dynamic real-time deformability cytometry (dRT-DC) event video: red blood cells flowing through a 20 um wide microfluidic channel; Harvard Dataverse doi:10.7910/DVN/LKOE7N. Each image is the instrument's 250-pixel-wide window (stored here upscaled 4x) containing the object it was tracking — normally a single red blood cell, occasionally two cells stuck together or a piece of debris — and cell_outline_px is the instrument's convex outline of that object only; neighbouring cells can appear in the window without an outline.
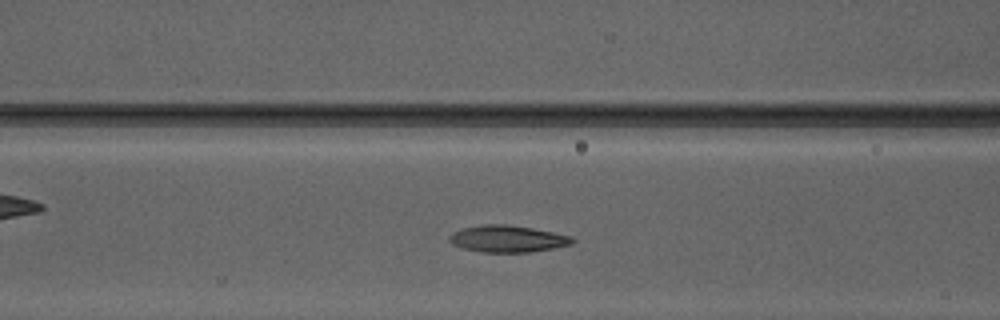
{"species": "Egyptian fruit bat (a non-hibernating species)", "species_latin": "Rousettus aegyptiacus", "temperature_condition": "warm", "stored_images_in_passage": 29, "camera_frame_rate_fps": 3000, "um_per_image_px": 0.085, "animal": {"sex": "male"}, "frame": {"image": 1, "passage_image": 6, "time_ms": 1.667, "image_size_px": [1000, 320], "cell_outline_px": [[576, 240], [572, 244], [556, 248], [528, 252], [480, 252], [464, 248], [452, 244], [448, 240], [448, 236], [464, 228], [480, 224], [504, 224], [532, 228], [572, 236]], "centroid_in_image_um": [43.17, 20.3], "position_along_channel_um": 123.4, "area_um2": 19.19}}
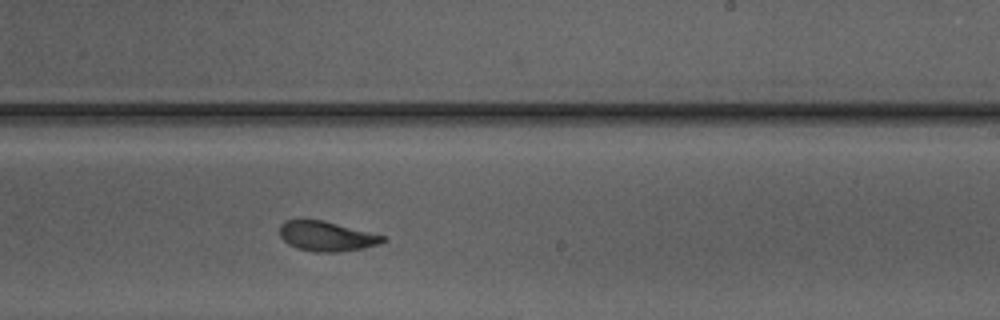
{"frame": {"image": 2, "passage_image": 16, "time_ms": 5.0, "image_size_px": [1000, 320], "cell_outline_px": [[388, 240], [380, 244], [364, 248], [340, 252], [316, 252], [300, 248], [288, 244], [280, 236], [280, 224], [284, 220], [324, 220], [384, 236]], "centroid_in_image_um": [27.78, 20.08], "position_along_channel_um": 261.2, "area_um2": 17.86}}
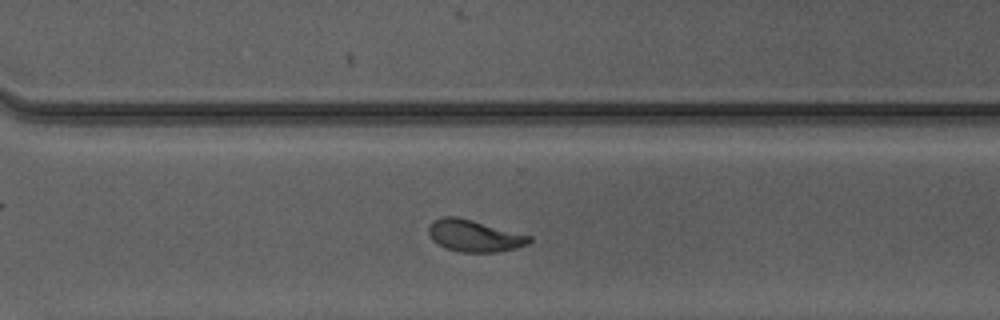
{"frame": {"image": 3, "passage_image": 21, "time_ms": 6.667, "image_size_px": [1000, 320], "cell_outline_px": [[532, 240], [528, 244], [516, 248], [496, 252], [460, 252], [444, 248], [432, 240], [428, 232], [428, 228], [432, 220], [444, 216], [456, 216], [472, 220], [532, 236]], "centroid_in_image_um": [40.29, 20.04], "position_along_channel_um": 330.3, "area_um2": 18.73}}